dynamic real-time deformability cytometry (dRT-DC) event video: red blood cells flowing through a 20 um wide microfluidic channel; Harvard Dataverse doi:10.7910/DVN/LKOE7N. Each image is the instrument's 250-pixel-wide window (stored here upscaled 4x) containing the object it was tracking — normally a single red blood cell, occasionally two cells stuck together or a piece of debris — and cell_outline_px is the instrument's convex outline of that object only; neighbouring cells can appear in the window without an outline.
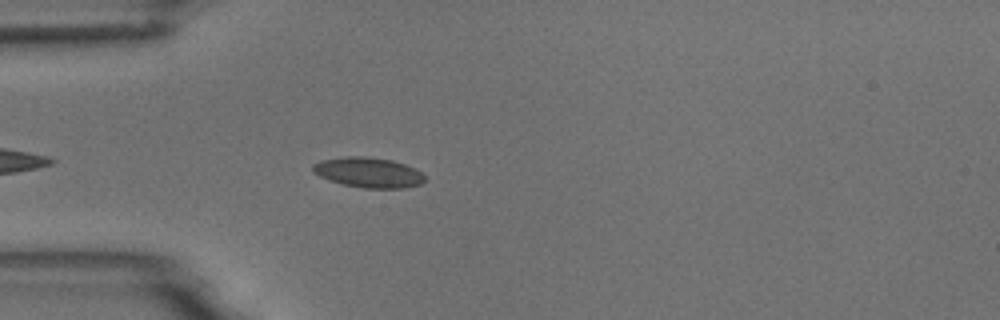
{"species": "common noctule bat (a hibernating species)", "species_latin": "Nyctalus noctula", "temperature_condition": "room temperature", "stored_images_in_passage": 4, "camera_frame_rate_fps": 3000, "um_per_image_px": 0.085, "animal": {"sex": "male", "body_mass_g": 18.8}, "frame": {"image": 1, "passage_image": 4, "time_ms": 3.667, "image_size_px": [1000, 320], "cell_outline_px": [[424, 180], [420, 184], [404, 188], [364, 188], [344, 184], [320, 176], [312, 172], [312, 164], [320, 160], [348, 156], [364, 156], [392, 160], [404, 164], [420, 172], [424, 176]], "centroid_in_image_um": [31.29, 14.65], "position_along_channel_um": 53.7, "area_um2": 19.42}}